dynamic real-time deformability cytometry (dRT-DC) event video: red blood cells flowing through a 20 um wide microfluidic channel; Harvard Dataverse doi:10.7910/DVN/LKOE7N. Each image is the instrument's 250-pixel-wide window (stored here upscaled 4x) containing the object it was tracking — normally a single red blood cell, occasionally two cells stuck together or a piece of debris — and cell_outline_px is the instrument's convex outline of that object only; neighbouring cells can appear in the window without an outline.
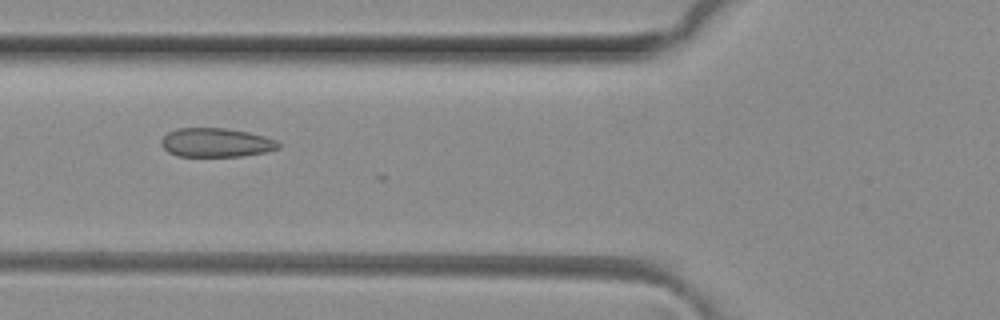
{"species": "common noctule bat (a hibernating species)", "species_latin": "Nyctalus noctula", "temperature_condition": "room temperature", "stored_images_in_passage": 7, "camera_frame_rate_fps": 3000, "um_per_image_px": 0.085, "animal": {"sex": "female", "body_mass_g": 29.2, "forearm_length_mm": 56.3}, "frame": {"image": 1, "passage_image": 6, "time_ms": 1.667, "image_size_px": [1000, 320], "cell_outline_px": [[280, 148], [268, 152], [244, 156], [176, 156], [168, 152], [160, 144], [160, 140], [168, 132], [176, 128], [224, 128], [248, 132], [264, 136], [276, 140], [280, 144]], "centroid_in_image_um": [18.37, 12.12], "position_along_channel_um": 107.4, "area_um2": 19.94}}
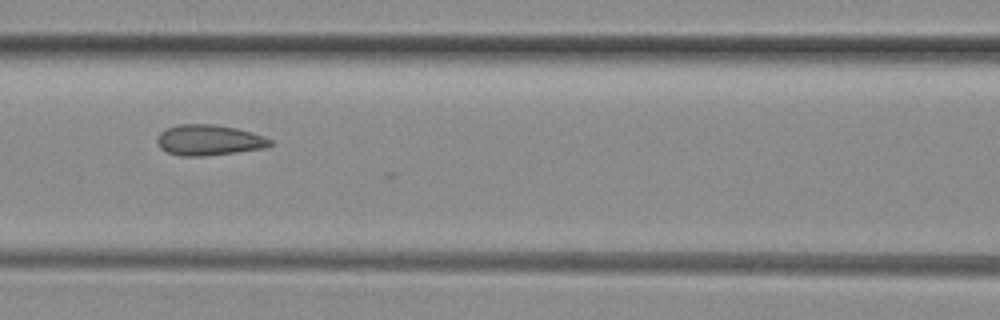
{"frame": {"image": 2, "passage_image": 7, "time_ms": 2.0, "image_size_px": [1000, 320], "cell_outline_px": [[272, 144], [264, 148], [236, 152], [204, 156], [180, 156], [168, 152], [160, 148], [156, 140], [156, 136], [164, 128], [180, 124], [216, 124], [236, 128], [252, 132], [264, 136], [272, 140]], "centroid_in_image_um": [17.73, 11.9], "position_along_channel_um": 148.9, "area_um2": 20.35}}